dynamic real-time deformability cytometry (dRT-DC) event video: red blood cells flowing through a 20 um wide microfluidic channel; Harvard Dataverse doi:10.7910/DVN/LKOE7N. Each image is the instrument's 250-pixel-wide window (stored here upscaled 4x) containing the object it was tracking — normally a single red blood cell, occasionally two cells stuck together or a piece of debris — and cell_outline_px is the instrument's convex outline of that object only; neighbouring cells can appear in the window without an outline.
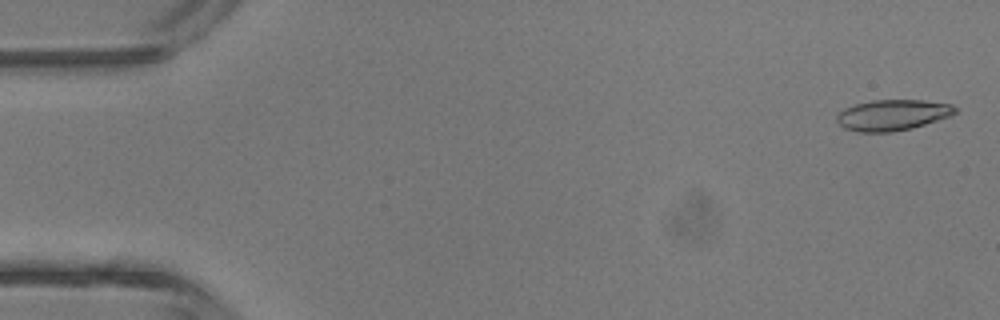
{"species": "common noctule bat (a hibernating species)", "species_latin": "Nyctalus noctula", "temperature_condition": "room temperature", "stored_images_in_passage": 4, "camera_frame_rate_fps": 3000, "um_per_image_px": 0.085, "animal": {"sex": "male", "body_mass_g": 13.3}, "frame": {"image": 1, "passage_image": 1, "time_ms": 0.0, "image_size_px": [1000, 320], "cell_outline_px": [[956, 112], [948, 116], [912, 128], [892, 132], [860, 132], [844, 128], [836, 120], [836, 116], [844, 108], [856, 104], [872, 100], [924, 100], [952, 104], [956, 108]], "centroid_in_image_um": [75.84, 9.77], "position_along_channel_um": 9.2, "area_um2": 21.1}}
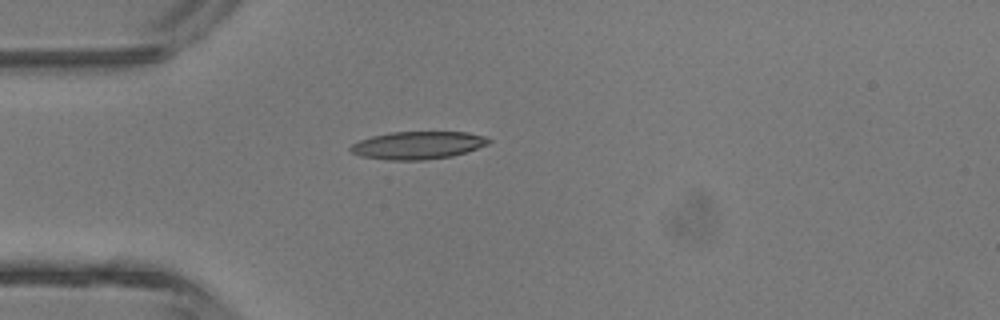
{"frame": {"image": 2, "passage_image": 4, "time_ms": 3.667, "image_size_px": [1000, 320], "cell_outline_px": [[492, 140], [488, 144], [452, 156], [424, 160], [388, 160], [360, 156], [352, 152], [348, 148], [352, 144], [360, 140], [372, 136], [392, 132], [468, 132], [484, 136]], "centroid_in_image_um": [35.5, 12.34], "position_along_channel_um": 49.5, "area_um2": 22.2}}